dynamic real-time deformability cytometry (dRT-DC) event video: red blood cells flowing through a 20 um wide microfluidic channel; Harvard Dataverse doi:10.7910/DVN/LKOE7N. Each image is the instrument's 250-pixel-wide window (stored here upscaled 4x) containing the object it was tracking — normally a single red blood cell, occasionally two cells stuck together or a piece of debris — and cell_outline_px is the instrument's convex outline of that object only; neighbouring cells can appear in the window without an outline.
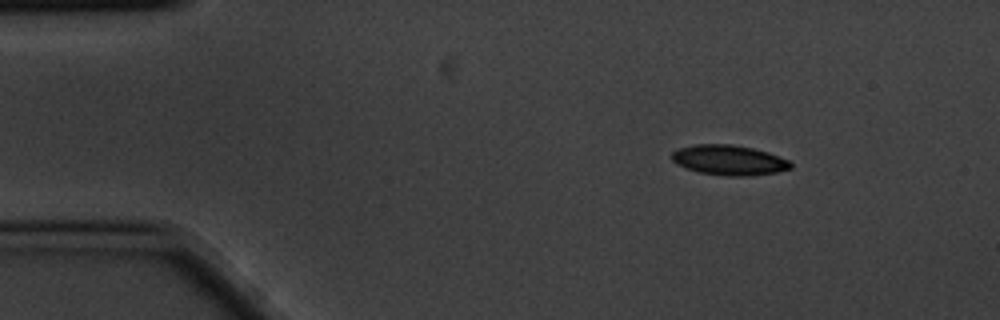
{"species": "common noctule bat (a hibernating species)", "species_latin": "Nyctalus noctula", "temperature_condition": "cold", "stored_images_in_passage": 3, "camera_frame_rate_fps": 3000, "um_per_image_px": 0.085, "animal": {"sex": "male", "body_mass_g": 20.1, "forearm_length_mm": 53.5}, "frame": {"image": 1, "passage_image": 2, "time_ms": 0.333, "image_size_px": [1000, 320], "cell_outline_px": [[792, 168], [776, 172], [752, 176], [728, 176], [700, 172], [676, 164], [672, 160], [672, 152], [680, 148], [696, 144], [732, 144], [752, 148], [768, 152], [788, 160], [792, 164]], "centroid_in_image_um": [61.98, 13.61], "position_along_channel_um": 23.0, "area_um2": 20.69}}